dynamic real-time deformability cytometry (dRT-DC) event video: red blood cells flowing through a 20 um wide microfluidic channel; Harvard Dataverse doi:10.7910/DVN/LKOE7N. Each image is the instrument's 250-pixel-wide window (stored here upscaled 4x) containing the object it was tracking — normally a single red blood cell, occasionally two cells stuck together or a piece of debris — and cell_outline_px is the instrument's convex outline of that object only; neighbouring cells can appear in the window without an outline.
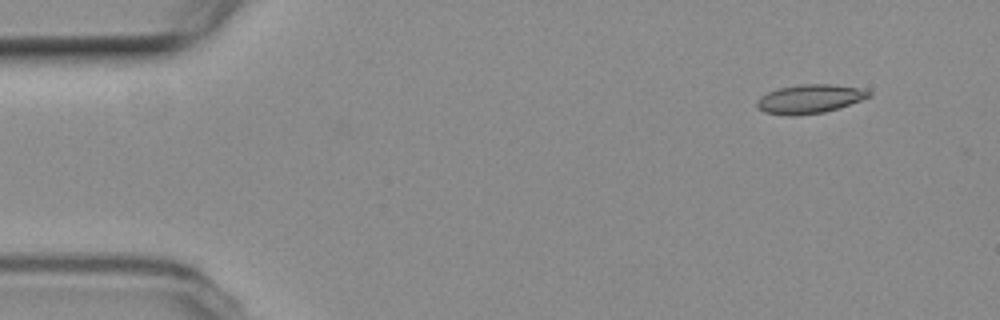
{"species": "common noctule bat (a hibernating species)", "species_latin": "Nyctalus noctula", "temperature_condition": "room temperature", "stored_images_in_passage": 5, "camera_frame_rate_fps": 3000, "um_per_image_px": 0.085, "animal": {"sex": "female", "body_mass_g": 19.3, "forearm_length_mm": 54.1}, "frame": {"image": 1, "passage_image": 2, "time_ms": 1.333, "image_size_px": [1000, 320], "cell_outline_px": [[872, 96], [824, 112], [788, 116], [764, 112], [756, 104], [756, 100], [760, 96], [768, 92], [780, 88], [800, 84], [832, 84], [864, 88], [872, 92]], "centroid_in_image_um": [68.83, 8.39], "position_along_channel_um": 16.2, "area_um2": 18.73}}
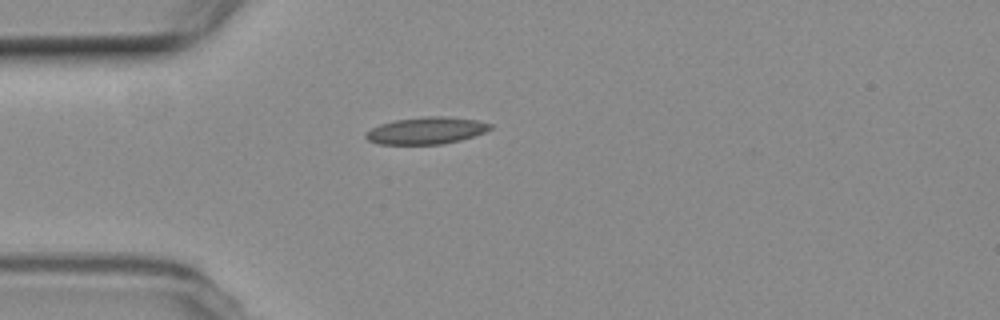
{"frame": {"image": 2, "passage_image": 5, "time_ms": 4.667, "image_size_px": [1000, 320], "cell_outline_px": [[492, 128], [484, 132], [460, 140], [444, 144], [380, 144], [368, 140], [364, 136], [372, 128], [380, 124], [396, 120], [424, 116], [444, 116], [476, 120], [492, 124]], "centroid_in_image_um": [36.24, 11.1], "position_along_channel_um": 48.8, "area_um2": 19.36}}